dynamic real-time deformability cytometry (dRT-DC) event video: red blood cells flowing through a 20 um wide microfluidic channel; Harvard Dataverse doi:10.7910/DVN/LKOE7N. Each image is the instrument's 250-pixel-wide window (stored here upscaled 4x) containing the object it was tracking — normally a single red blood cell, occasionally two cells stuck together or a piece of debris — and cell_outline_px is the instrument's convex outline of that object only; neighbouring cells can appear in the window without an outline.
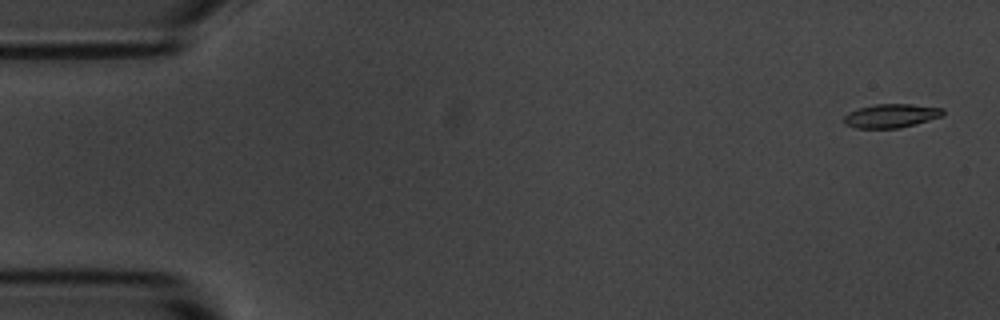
{"species": "common noctule bat (a hibernating species)", "species_latin": "Nyctalus noctula", "temperature_condition": "room temperature", "stored_images_in_passage": 55, "camera_frame_rate_fps": 3000, "um_per_image_px": 0.085, "animal": {"sex": "male", "body_mass_g": 20.1, "forearm_length_mm": 53.5}, "frame": {"image": 1, "passage_image": 2, "time_ms": 0.333, "image_size_px": [1000, 320], "cell_outline_px": [[944, 116], [900, 128], [856, 128], [844, 124], [844, 116], [848, 112], [860, 108], [876, 104], [912, 104], [944, 108]], "centroid_in_image_um": [75.77, 9.84], "position_along_channel_um": 9.2, "area_um2": 13.76}}
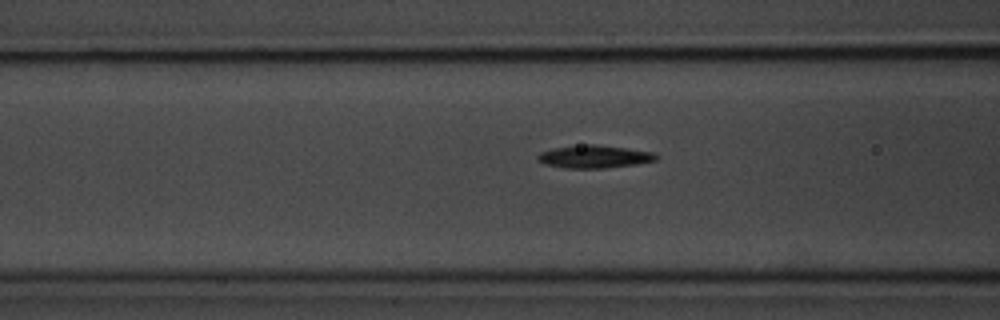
{"frame": {"image": 2, "passage_image": 21, "time_ms": 6.667, "image_size_px": [1000, 320], "cell_outline_px": [[656, 160], [636, 164], [604, 168], [564, 168], [544, 164], [536, 156], [540, 152], [556, 148], [588, 144], [596, 144], [628, 148], [656, 152]], "centroid_in_image_um": [50.54, 13.31], "position_along_channel_um": 116.1, "area_um2": 15.61}}
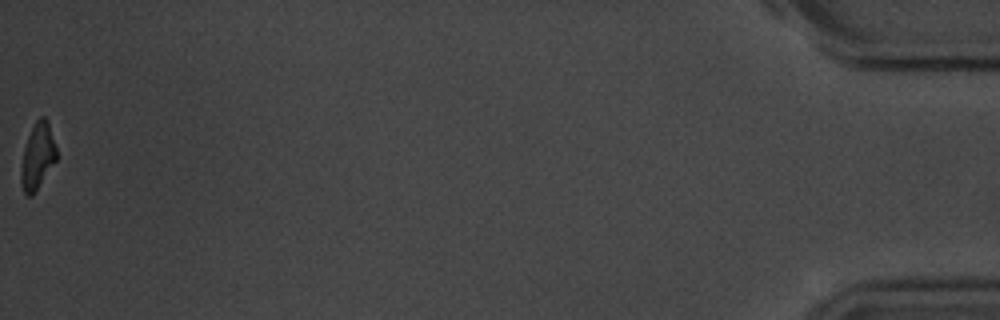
{"frame": {"image": 3, "passage_image": 55, "time_ms": 18.0, "image_size_px": [1000, 320], "cell_outline_px": [[56, 160], [36, 192], [32, 196], [28, 196], [24, 192], [20, 184], [20, 168], [24, 148], [28, 136], [36, 120], [40, 116], [44, 116], [48, 120], [56, 148]], "centroid_in_image_um": [3.18, 13.3], "position_along_channel_um": 432.0, "area_um2": 13.76}, "authors_computed_cell_mechanics": {"area_um2": 14.7968, "velocity_mm_per_s": 3.6753, "shape_relaxation_time_tau1_ms": 3.4933, "shape_relaxation_time_tau2_ms": null, "deformation_change_tau1": 0.1584, "deformation_change_tau2": null}}